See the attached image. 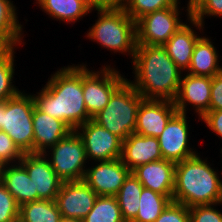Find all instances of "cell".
I'll list each match as a JSON object with an SVG mask.
<instances>
[{
    "mask_svg": "<svg viewBox=\"0 0 222 222\" xmlns=\"http://www.w3.org/2000/svg\"><path fill=\"white\" fill-rule=\"evenodd\" d=\"M205 30L201 23L190 17L163 45L169 57L183 73L189 69L196 42L204 35Z\"/></svg>",
    "mask_w": 222,
    "mask_h": 222,
    "instance_id": "obj_17",
    "label": "cell"
},
{
    "mask_svg": "<svg viewBox=\"0 0 222 222\" xmlns=\"http://www.w3.org/2000/svg\"><path fill=\"white\" fill-rule=\"evenodd\" d=\"M16 47L5 59L0 61V101L16 96L21 90L14 81ZM14 83V84H13Z\"/></svg>",
    "mask_w": 222,
    "mask_h": 222,
    "instance_id": "obj_29",
    "label": "cell"
},
{
    "mask_svg": "<svg viewBox=\"0 0 222 222\" xmlns=\"http://www.w3.org/2000/svg\"><path fill=\"white\" fill-rule=\"evenodd\" d=\"M170 202L167 196L143 187L138 214L132 222H155Z\"/></svg>",
    "mask_w": 222,
    "mask_h": 222,
    "instance_id": "obj_26",
    "label": "cell"
},
{
    "mask_svg": "<svg viewBox=\"0 0 222 222\" xmlns=\"http://www.w3.org/2000/svg\"><path fill=\"white\" fill-rule=\"evenodd\" d=\"M37 7L48 15V18L55 19L59 23H75L90 16L91 10L81 0H34ZM89 14V15H88ZM79 20V21H78Z\"/></svg>",
    "mask_w": 222,
    "mask_h": 222,
    "instance_id": "obj_23",
    "label": "cell"
},
{
    "mask_svg": "<svg viewBox=\"0 0 222 222\" xmlns=\"http://www.w3.org/2000/svg\"><path fill=\"white\" fill-rule=\"evenodd\" d=\"M222 110V72L212 77L209 111Z\"/></svg>",
    "mask_w": 222,
    "mask_h": 222,
    "instance_id": "obj_37",
    "label": "cell"
},
{
    "mask_svg": "<svg viewBox=\"0 0 222 222\" xmlns=\"http://www.w3.org/2000/svg\"><path fill=\"white\" fill-rule=\"evenodd\" d=\"M212 77L182 73L174 105L179 113L193 111L198 120L209 111ZM188 106V107H187ZM192 107V110L190 108ZM197 114V115H196Z\"/></svg>",
    "mask_w": 222,
    "mask_h": 222,
    "instance_id": "obj_12",
    "label": "cell"
},
{
    "mask_svg": "<svg viewBox=\"0 0 222 222\" xmlns=\"http://www.w3.org/2000/svg\"><path fill=\"white\" fill-rule=\"evenodd\" d=\"M176 163L162 159L135 168L132 172L144 188L173 198Z\"/></svg>",
    "mask_w": 222,
    "mask_h": 222,
    "instance_id": "obj_18",
    "label": "cell"
},
{
    "mask_svg": "<svg viewBox=\"0 0 222 222\" xmlns=\"http://www.w3.org/2000/svg\"><path fill=\"white\" fill-rule=\"evenodd\" d=\"M43 154L63 182L83 180L86 168L90 164L83 140L76 130L71 131Z\"/></svg>",
    "mask_w": 222,
    "mask_h": 222,
    "instance_id": "obj_9",
    "label": "cell"
},
{
    "mask_svg": "<svg viewBox=\"0 0 222 222\" xmlns=\"http://www.w3.org/2000/svg\"><path fill=\"white\" fill-rule=\"evenodd\" d=\"M23 153L15 145L10 136L0 130V166L19 163Z\"/></svg>",
    "mask_w": 222,
    "mask_h": 222,
    "instance_id": "obj_34",
    "label": "cell"
},
{
    "mask_svg": "<svg viewBox=\"0 0 222 222\" xmlns=\"http://www.w3.org/2000/svg\"><path fill=\"white\" fill-rule=\"evenodd\" d=\"M83 222H125L115 196H98Z\"/></svg>",
    "mask_w": 222,
    "mask_h": 222,
    "instance_id": "obj_28",
    "label": "cell"
},
{
    "mask_svg": "<svg viewBox=\"0 0 222 222\" xmlns=\"http://www.w3.org/2000/svg\"><path fill=\"white\" fill-rule=\"evenodd\" d=\"M60 222H83V220L62 217Z\"/></svg>",
    "mask_w": 222,
    "mask_h": 222,
    "instance_id": "obj_40",
    "label": "cell"
},
{
    "mask_svg": "<svg viewBox=\"0 0 222 222\" xmlns=\"http://www.w3.org/2000/svg\"><path fill=\"white\" fill-rule=\"evenodd\" d=\"M130 172L120 158L95 161L87 166L83 180L98 196H116Z\"/></svg>",
    "mask_w": 222,
    "mask_h": 222,
    "instance_id": "obj_13",
    "label": "cell"
},
{
    "mask_svg": "<svg viewBox=\"0 0 222 222\" xmlns=\"http://www.w3.org/2000/svg\"><path fill=\"white\" fill-rule=\"evenodd\" d=\"M13 2L0 0V38H25V26L19 21L18 8Z\"/></svg>",
    "mask_w": 222,
    "mask_h": 222,
    "instance_id": "obj_27",
    "label": "cell"
},
{
    "mask_svg": "<svg viewBox=\"0 0 222 222\" xmlns=\"http://www.w3.org/2000/svg\"><path fill=\"white\" fill-rule=\"evenodd\" d=\"M125 0H87V7L93 10H114L124 7Z\"/></svg>",
    "mask_w": 222,
    "mask_h": 222,
    "instance_id": "obj_38",
    "label": "cell"
},
{
    "mask_svg": "<svg viewBox=\"0 0 222 222\" xmlns=\"http://www.w3.org/2000/svg\"><path fill=\"white\" fill-rule=\"evenodd\" d=\"M220 154H222V147L220 148ZM219 156H221L220 158H222V155H219ZM222 160V159H221ZM221 163H222V161H220ZM220 174H221V177H222V167H221V170H220Z\"/></svg>",
    "mask_w": 222,
    "mask_h": 222,
    "instance_id": "obj_42",
    "label": "cell"
},
{
    "mask_svg": "<svg viewBox=\"0 0 222 222\" xmlns=\"http://www.w3.org/2000/svg\"><path fill=\"white\" fill-rule=\"evenodd\" d=\"M173 6H181V0H125L123 9L137 22L148 13Z\"/></svg>",
    "mask_w": 222,
    "mask_h": 222,
    "instance_id": "obj_30",
    "label": "cell"
},
{
    "mask_svg": "<svg viewBox=\"0 0 222 222\" xmlns=\"http://www.w3.org/2000/svg\"><path fill=\"white\" fill-rule=\"evenodd\" d=\"M121 161L132 172L138 166L163 159L157 137L130 134L122 142Z\"/></svg>",
    "mask_w": 222,
    "mask_h": 222,
    "instance_id": "obj_19",
    "label": "cell"
},
{
    "mask_svg": "<svg viewBox=\"0 0 222 222\" xmlns=\"http://www.w3.org/2000/svg\"><path fill=\"white\" fill-rule=\"evenodd\" d=\"M76 132L83 140L89 163L109 161L121 157L123 140L93 119L78 127Z\"/></svg>",
    "mask_w": 222,
    "mask_h": 222,
    "instance_id": "obj_11",
    "label": "cell"
},
{
    "mask_svg": "<svg viewBox=\"0 0 222 222\" xmlns=\"http://www.w3.org/2000/svg\"><path fill=\"white\" fill-rule=\"evenodd\" d=\"M87 6V0H81Z\"/></svg>",
    "mask_w": 222,
    "mask_h": 222,
    "instance_id": "obj_43",
    "label": "cell"
},
{
    "mask_svg": "<svg viewBox=\"0 0 222 222\" xmlns=\"http://www.w3.org/2000/svg\"><path fill=\"white\" fill-rule=\"evenodd\" d=\"M177 112L174 101L144 99L138 109L134 133L158 137Z\"/></svg>",
    "mask_w": 222,
    "mask_h": 222,
    "instance_id": "obj_16",
    "label": "cell"
},
{
    "mask_svg": "<svg viewBox=\"0 0 222 222\" xmlns=\"http://www.w3.org/2000/svg\"><path fill=\"white\" fill-rule=\"evenodd\" d=\"M97 19L85 32L89 41L96 42L107 51L130 56L133 61L137 45L136 22L121 9L93 10Z\"/></svg>",
    "mask_w": 222,
    "mask_h": 222,
    "instance_id": "obj_4",
    "label": "cell"
},
{
    "mask_svg": "<svg viewBox=\"0 0 222 222\" xmlns=\"http://www.w3.org/2000/svg\"><path fill=\"white\" fill-rule=\"evenodd\" d=\"M142 190L143 185L133 172H130L115 196L125 222H132L136 218Z\"/></svg>",
    "mask_w": 222,
    "mask_h": 222,
    "instance_id": "obj_24",
    "label": "cell"
},
{
    "mask_svg": "<svg viewBox=\"0 0 222 222\" xmlns=\"http://www.w3.org/2000/svg\"><path fill=\"white\" fill-rule=\"evenodd\" d=\"M204 34L196 42L191 63L186 72L195 76L214 77L222 72V65H220L222 56L214 45L216 43L213 42V37Z\"/></svg>",
    "mask_w": 222,
    "mask_h": 222,
    "instance_id": "obj_21",
    "label": "cell"
},
{
    "mask_svg": "<svg viewBox=\"0 0 222 222\" xmlns=\"http://www.w3.org/2000/svg\"><path fill=\"white\" fill-rule=\"evenodd\" d=\"M26 45L24 38H0V61L5 59L16 47Z\"/></svg>",
    "mask_w": 222,
    "mask_h": 222,
    "instance_id": "obj_39",
    "label": "cell"
},
{
    "mask_svg": "<svg viewBox=\"0 0 222 222\" xmlns=\"http://www.w3.org/2000/svg\"><path fill=\"white\" fill-rule=\"evenodd\" d=\"M191 17L206 27V18H222V0H195L191 4Z\"/></svg>",
    "mask_w": 222,
    "mask_h": 222,
    "instance_id": "obj_31",
    "label": "cell"
},
{
    "mask_svg": "<svg viewBox=\"0 0 222 222\" xmlns=\"http://www.w3.org/2000/svg\"><path fill=\"white\" fill-rule=\"evenodd\" d=\"M33 153H44L73 131L65 122L49 116L36 106L33 109Z\"/></svg>",
    "mask_w": 222,
    "mask_h": 222,
    "instance_id": "obj_20",
    "label": "cell"
},
{
    "mask_svg": "<svg viewBox=\"0 0 222 222\" xmlns=\"http://www.w3.org/2000/svg\"><path fill=\"white\" fill-rule=\"evenodd\" d=\"M200 121L205 123V127L222 140V110L208 111L197 122Z\"/></svg>",
    "mask_w": 222,
    "mask_h": 222,
    "instance_id": "obj_36",
    "label": "cell"
},
{
    "mask_svg": "<svg viewBox=\"0 0 222 222\" xmlns=\"http://www.w3.org/2000/svg\"><path fill=\"white\" fill-rule=\"evenodd\" d=\"M222 202L189 208L190 222H222ZM222 209V208H221Z\"/></svg>",
    "mask_w": 222,
    "mask_h": 222,
    "instance_id": "obj_33",
    "label": "cell"
},
{
    "mask_svg": "<svg viewBox=\"0 0 222 222\" xmlns=\"http://www.w3.org/2000/svg\"><path fill=\"white\" fill-rule=\"evenodd\" d=\"M187 3V4H186ZM148 13L136 22L137 45L163 46L191 17V3ZM186 8V9H185ZM187 19L181 18L184 15Z\"/></svg>",
    "mask_w": 222,
    "mask_h": 222,
    "instance_id": "obj_8",
    "label": "cell"
},
{
    "mask_svg": "<svg viewBox=\"0 0 222 222\" xmlns=\"http://www.w3.org/2000/svg\"><path fill=\"white\" fill-rule=\"evenodd\" d=\"M0 181L19 206L37 201V192H34L33 181L20 162L0 166Z\"/></svg>",
    "mask_w": 222,
    "mask_h": 222,
    "instance_id": "obj_22",
    "label": "cell"
},
{
    "mask_svg": "<svg viewBox=\"0 0 222 222\" xmlns=\"http://www.w3.org/2000/svg\"><path fill=\"white\" fill-rule=\"evenodd\" d=\"M155 222H190L189 208L171 201Z\"/></svg>",
    "mask_w": 222,
    "mask_h": 222,
    "instance_id": "obj_35",
    "label": "cell"
},
{
    "mask_svg": "<svg viewBox=\"0 0 222 222\" xmlns=\"http://www.w3.org/2000/svg\"><path fill=\"white\" fill-rule=\"evenodd\" d=\"M144 98L126 79L111 95L108 104L92 119L125 140L134 133L137 113Z\"/></svg>",
    "mask_w": 222,
    "mask_h": 222,
    "instance_id": "obj_5",
    "label": "cell"
},
{
    "mask_svg": "<svg viewBox=\"0 0 222 222\" xmlns=\"http://www.w3.org/2000/svg\"><path fill=\"white\" fill-rule=\"evenodd\" d=\"M62 215L55 200H37L20 206L18 222H60Z\"/></svg>",
    "mask_w": 222,
    "mask_h": 222,
    "instance_id": "obj_25",
    "label": "cell"
},
{
    "mask_svg": "<svg viewBox=\"0 0 222 222\" xmlns=\"http://www.w3.org/2000/svg\"><path fill=\"white\" fill-rule=\"evenodd\" d=\"M32 93L24 89L8 100H2L1 130L6 132L23 154L33 153V109Z\"/></svg>",
    "mask_w": 222,
    "mask_h": 222,
    "instance_id": "obj_6",
    "label": "cell"
},
{
    "mask_svg": "<svg viewBox=\"0 0 222 222\" xmlns=\"http://www.w3.org/2000/svg\"><path fill=\"white\" fill-rule=\"evenodd\" d=\"M20 163L33 181L37 200H55L63 181L56 175L43 153L23 154Z\"/></svg>",
    "mask_w": 222,
    "mask_h": 222,
    "instance_id": "obj_15",
    "label": "cell"
},
{
    "mask_svg": "<svg viewBox=\"0 0 222 222\" xmlns=\"http://www.w3.org/2000/svg\"><path fill=\"white\" fill-rule=\"evenodd\" d=\"M97 197L84 180L70 181L62 183L55 201L62 217L83 219L93 208Z\"/></svg>",
    "mask_w": 222,
    "mask_h": 222,
    "instance_id": "obj_14",
    "label": "cell"
},
{
    "mask_svg": "<svg viewBox=\"0 0 222 222\" xmlns=\"http://www.w3.org/2000/svg\"><path fill=\"white\" fill-rule=\"evenodd\" d=\"M20 206L0 181V222H18Z\"/></svg>",
    "mask_w": 222,
    "mask_h": 222,
    "instance_id": "obj_32",
    "label": "cell"
},
{
    "mask_svg": "<svg viewBox=\"0 0 222 222\" xmlns=\"http://www.w3.org/2000/svg\"><path fill=\"white\" fill-rule=\"evenodd\" d=\"M191 4L195 1V0H188Z\"/></svg>",
    "mask_w": 222,
    "mask_h": 222,
    "instance_id": "obj_44",
    "label": "cell"
},
{
    "mask_svg": "<svg viewBox=\"0 0 222 222\" xmlns=\"http://www.w3.org/2000/svg\"><path fill=\"white\" fill-rule=\"evenodd\" d=\"M1 124H2V100L0 101V130H1Z\"/></svg>",
    "mask_w": 222,
    "mask_h": 222,
    "instance_id": "obj_41",
    "label": "cell"
},
{
    "mask_svg": "<svg viewBox=\"0 0 222 222\" xmlns=\"http://www.w3.org/2000/svg\"><path fill=\"white\" fill-rule=\"evenodd\" d=\"M86 63L82 62V89L88 115L93 118L108 104L113 92L127 78L115 64L104 63L101 68L92 70Z\"/></svg>",
    "mask_w": 222,
    "mask_h": 222,
    "instance_id": "obj_7",
    "label": "cell"
},
{
    "mask_svg": "<svg viewBox=\"0 0 222 222\" xmlns=\"http://www.w3.org/2000/svg\"><path fill=\"white\" fill-rule=\"evenodd\" d=\"M45 83L39 92H32L40 111L65 122L72 130L92 119L84 102L82 63L58 68Z\"/></svg>",
    "mask_w": 222,
    "mask_h": 222,
    "instance_id": "obj_1",
    "label": "cell"
},
{
    "mask_svg": "<svg viewBox=\"0 0 222 222\" xmlns=\"http://www.w3.org/2000/svg\"><path fill=\"white\" fill-rule=\"evenodd\" d=\"M188 118L187 114L177 112L157 137L163 159L178 163L199 153L190 143L192 132Z\"/></svg>",
    "mask_w": 222,
    "mask_h": 222,
    "instance_id": "obj_10",
    "label": "cell"
},
{
    "mask_svg": "<svg viewBox=\"0 0 222 222\" xmlns=\"http://www.w3.org/2000/svg\"><path fill=\"white\" fill-rule=\"evenodd\" d=\"M207 159L198 153L176 163L172 201L188 208L222 202L220 171Z\"/></svg>",
    "mask_w": 222,
    "mask_h": 222,
    "instance_id": "obj_3",
    "label": "cell"
},
{
    "mask_svg": "<svg viewBox=\"0 0 222 222\" xmlns=\"http://www.w3.org/2000/svg\"><path fill=\"white\" fill-rule=\"evenodd\" d=\"M131 63L134 79H127L144 99L175 100L183 72L163 46L136 45Z\"/></svg>",
    "mask_w": 222,
    "mask_h": 222,
    "instance_id": "obj_2",
    "label": "cell"
}]
</instances>
